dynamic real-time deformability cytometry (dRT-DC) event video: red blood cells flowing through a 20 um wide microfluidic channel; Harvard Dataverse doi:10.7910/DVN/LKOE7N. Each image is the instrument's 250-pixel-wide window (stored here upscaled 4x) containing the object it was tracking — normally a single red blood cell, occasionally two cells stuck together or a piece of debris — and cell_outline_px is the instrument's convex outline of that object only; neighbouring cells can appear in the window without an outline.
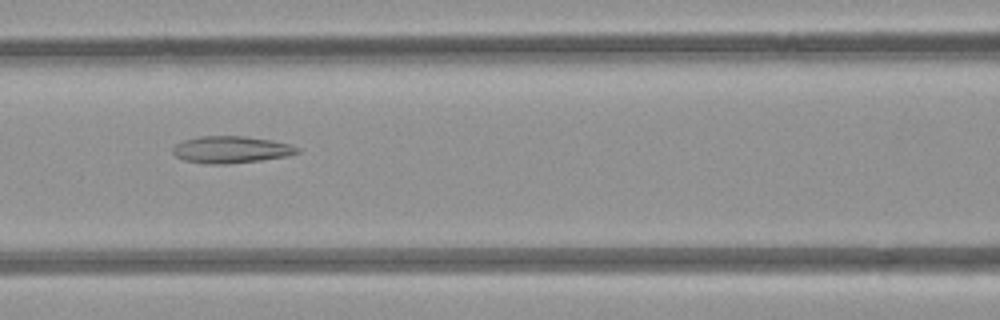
{"species": "common noctule bat (a hibernating species)", "species_latin": "Nyctalus noctula", "temperature_condition": "room temperature", "stored_images_in_passage": 7, "camera_frame_rate_fps": 3000, "um_per_image_px": 0.085, "animal": {"sex": "female", "body_mass_g": 21.9}, "frame": {"image": 1, "passage_image": 6, "time_ms": 5.667, "image_size_px": [1000, 320], "cell_outline_px": [[300, 152], [288, 156], [260, 160], [224, 164], [212, 164], [184, 160], [176, 156], [172, 152], [172, 148], [176, 144], [184, 140], [200, 136], [244, 136], [272, 140], [288, 144], [300, 148]], "centroid_in_image_um": [19.65, 12.71], "position_along_channel_um": 147.0, "area_um2": 19.42}}
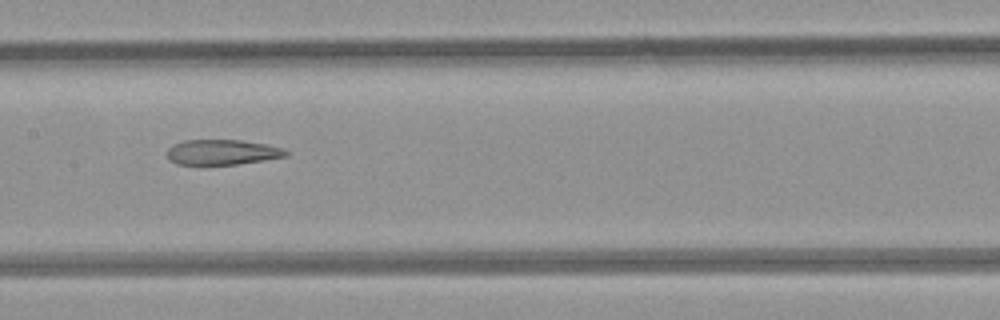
{"frame": {"image": 2, "passage_image": 7, "time_ms": 6.667, "image_size_px": [1000, 320], "cell_outline_px": [[288, 156], [264, 160], [236, 164], [176, 164], [168, 160], [168, 148], [172, 144], [184, 140], [240, 140], [268, 144], [284, 148], [288, 152]], "centroid_in_image_um": [18.9, 12.93], "position_along_channel_um": 188.5, "area_um2": 17.51}}